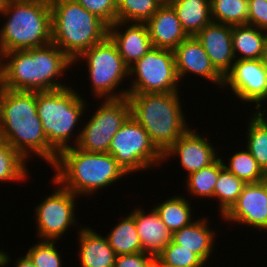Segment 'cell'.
<instances>
[{
    "instance_id": "cell-1",
    "label": "cell",
    "mask_w": 267,
    "mask_h": 267,
    "mask_svg": "<svg viewBox=\"0 0 267 267\" xmlns=\"http://www.w3.org/2000/svg\"><path fill=\"white\" fill-rule=\"evenodd\" d=\"M72 65L73 61L54 43L6 52L0 56V87L28 92L62 89L67 85L59 78Z\"/></svg>"
},
{
    "instance_id": "cell-2",
    "label": "cell",
    "mask_w": 267,
    "mask_h": 267,
    "mask_svg": "<svg viewBox=\"0 0 267 267\" xmlns=\"http://www.w3.org/2000/svg\"><path fill=\"white\" fill-rule=\"evenodd\" d=\"M0 135L27 161L34 156L52 166L58 158L43 132L37 113V92L0 87Z\"/></svg>"
},
{
    "instance_id": "cell-3",
    "label": "cell",
    "mask_w": 267,
    "mask_h": 267,
    "mask_svg": "<svg viewBox=\"0 0 267 267\" xmlns=\"http://www.w3.org/2000/svg\"><path fill=\"white\" fill-rule=\"evenodd\" d=\"M50 167L55 170L53 179L79 197L95 195L128 177L110 153L86 152L76 146L62 150Z\"/></svg>"
},
{
    "instance_id": "cell-4",
    "label": "cell",
    "mask_w": 267,
    "mask_h": 267,
    "mask_svg": "<svg viewBox=\"0 0 267 267\" xmlns=\"http://www.w3.org/2000/svg\"><path fill=\"white\" fill-rule=\"evenodd\" d=\"M0 17L5 20L0 28V56L52 43L49 0H7Z\"/></svg>"
},
{
    "instance_id": "cell-5",
    "label": "cell",
    "mask_w": 267,
    "mask_h": 267,
    "mask_svg": "<svg viewBox=\"0 0 267 267\" xmlns=\"http://www.w3.org/2000/svg\"><path fill=\"white\" fill-rule=\"evenodd\" d=\"M127 98L131 116L146 130L162 154L191 127L186 122L179 91L128 93Z\"/></svg>"
},
{
    "instance_id": "cell-6",
    "label": "cell",
    "mask_w": 267,
    "mask_h": 267,
    "mask_svg": "<svg viewBox=\"0 0 267 267\" xmlns=\"http://www.w3.org/2000/svg\"><path fill=\"white\" fill-rule=\"evenodd\" d=\"M52 43L72 61L108 37L109 25L77 0H49Z\"/></svg>"
},
{
    "instance_id": "cell-7",
    "label": "cell",
    "mask_w": 267,
    "mask_h": 267,
    "mask_svg": "<svg viewBox=\"0 0 267 267\" xmlns=\"http://www.w3.org/2000/svg\"><path fill=\"white\" fill-rule=\"evenodd\" d=\"M85 100L71 86L53 91L37 92V113L43 132L48 144L58 154L78 143L81 127L78 129L77 126H79V122H82V116L88 105ZM75 127H77V134L74 131Z\"/></svg>"
},
{
    "instance_id": "cell-8",
    "label": "cell",
    "mask_w": 267,
    "mask_h": 267,
    "mask_svg": "<svg viewBox=\"0 0 267 267\" xmlns=\"http://www.w3.org/2000/svg\"><path fill=\"white\" fill-rule=\"evenodd\" d=\"M79 61H86L85 67L88 68V79L95 97L93 99L98 98L97 102L100 98L122 99L128 96V90H120L119 87L129 78V68L109 37L85 50L73 61V65Z\"/></svg>"
},
{
    "instance_id": "cell-9",
    "label": "cell",
    "mask_w": 267,
    "mask_h": 267,
    "mask_svg": "<svg viewBox=\"0 0 267 267\" xmlns=\"http://www.w3.org/2000/svg\"><path fill=\"white\" fill-rule=\"evenodd\" d=\"M108 153L127 174L149 171L163 162V154L131 115L113 137Z\"/></svg>"
},
{
    "instance_id": "cell-10",
    "label": "cell",
    "mask_w": 267,
    "mask_h": 267,
    "mask_svg": "<svg viewBox=\"0 0 267 267\" xmlns=\"http://www.w3.org/2000/svg\"><path fill=\"white\" fill-rule=\"evenodd\" d=\"M128 93L178 92L180 81L173 50L151 47L129 68ZM134 77V79H133Z\"/></svg>"
},
{
    "instance_id": "cell-11",
    "label": "cell",
    "mask_w": 267,
    "mask_h": 267,
    "mask_svg": "<svg viewBox=\"0 0 267 267\" xmlns=\"http://www.w3.org/2000/svg\"><path fill=\"white\" fill-rule=\"evenodd\" d=\"M81 127L76 147L92 153H108L113 137L131 115L127 97L104 99Z\"/></svg>"
},
{
    "instance_id": "cell-12",
    "label": "cell",
    "mask_w": 267,
    "mask_h": 267,
    "mask_svg": "<svg viewBox=\"0 0 267 267\" xmlns=\"http://www.w3.org/2000/svg\"><path fill=\"white\" fill-rule=\"evenodd\" d=\"M52 182L53 185L56 184V188H52V193L46 195L43 201L35 206L33 217L37 227V239L58 242L70 227L78 225L75 209L76 200L80 197L64 189L54 179Z\"/></svg>"
},
{
    "instance_id": "cell-13",
    "label": "cell",
    "mask_w": 267,
    "mask_h": 267,
    "mask_svg": "<svg viewBox=\"0 0 267 267\" xmlns=\"http://www.w3.org/2000/svg\"><path fill=\"white\" fill-rule=\"evenodd\" d=\"M222 88L231 89L242 103L264 105L267 101V71L262 58L235 60L231 70L224 76Z\"/></svg>"
},
{
    "instance_id": "cell-14",
    "label": "cell",
    "mask_w": 267,
    "mask_h": 267,
    "mask_svg": "<svg viewBox=\"0 0 267 267\" xmlns=\"http://www.w3.org/2000/svg\"><path fill=\"white\" fill-rule=\"evenodd\" d=\"M221 220L266 232L267 179L259 183L246 184L237 202Z\"/></svg>"
},
{
    "instance_id": "cell-15",
    "label": "cell",
    "mask_w": 267,
    "mask_h": 267,
    "mask_svg": "<svg viewBox=\"0 0 267 267\" xmlns=\"http://www.w3.org/2000/svg\"><path fill=\"white\" fill-rule=\"evenodd\" d=\"M189 128L164 154L163 162L178 157L186 175L213 164L220 155L203 134Z\"/></svg>"
},
{
    "instance_id": "cell-16",
    "label": "cell",
    "mask_w": 267,
    "mask_h": 267,
    "mask_svg": "<svg viewBox=\"0 0 267 267\" xmlns=\"http://www.w3.org/2000/svg\"><path fill=\"white\" fill-rule=\"evenodd\" d=\"M173 51L179 81L188 74L190 76L196 74L197 77L209 80L222 89L224 77L212 65L209 56L195 36H188Z\"/></svg>"
},
{
    "instance_id": "cell-17",
    "label": "cell",
    "mask_w": 267,
    "mask_h": 267,
    "mask_svg": "<svg viewBox=\"0 0 267 267\" xmlns=\"http://www.w3.org/2000/svg\"><path fill=\"white\" fill-rule=\"evenodd\" d=\"M123 27L125 30H123ZM108 37L116 45L128 68L142 58L152 47L146 23L116 21L109 26Z\"/></svg>"
},
{
    "instance_id": "cell-18",
    "label": "cell",
    "mask_w": 267,
    "mask_h": 267,
    "mask_svg": "<svg viewBox=\"0 0 267 267\" xmlns=\"http://www.w3.org/2000/svg\"><path fill=\"white\" fill-rule=\"evenodd\" d=\"M195 37L203 46L212 65L224 77L236 60L232 44V26L211 22Z\"/></svg>"
},
{
    "instance_id": "cell-19",
    "label": "cell",
    "mask_w": 267,
    "mask_h": 267,
    "mask_svg": "<svg viewBox=\"0 0 267 267\" xmlns=\"http://www.w3.org/2000/svg\"><path fill=\"white\" fill-rule=\"evenodd\" d=\"M146 24L152 47L174 50L188 37L171 4L160 5Z\"/></svg>"
},
{
    "instance_id": "cell-20",
    "label": "cell",
    "mask_w": 267,
    "mask_h": 267,
    "mask_svg": "<svg viewBox=\"0 0 267 267\" xmlns=\"http://www.w3.org/2000/svg\"><path fill=\"white\" fill-rule=\"evenodd\" d=\"M134 209L130 214L135 219L143 251L156 258L172 241V233L154 208L150 210V213H146V210L144 211L139 206Z\"/></svg>"
},
{
    "instance_id": "cell-21",
    "label": "cell",
    "mask_w": 267,
    "mask_h": 267,
    "mask_svg": "<svg viewBox=\"0 0 267 267\" xmlns=\"http://www.w3.org/2000/svg\"><path fill=\"white\" fill-rule=\"evenodd\" d=\"M209 218L195 219L190 225L172 233V241L197 254L206 264L212 259L216 231L209 226ZM215 239V240H214Z\"/></svg>"
},
{
    "instance_id": "cell-22",
    "label": "cell",
    "mask_w": 267,
    "mask_h": 267,
    "mask_svg": "<svg viewBox=\"0 0 267 267\" xmlns=\"http://www.w3.org/2000/svg\"><path fill=\"white\" fill-rule=\"evenodd\" d=\"M78 234L80 267H114L116 254L107 238L91 227H82Z\"/></svg>"
},
{
    "instance_id": "cell-23",
    "label": "cell",
    "mask_w": 267,
    "mask_h": 267,
    "mask_svg": "<svg viewBox=\"0 0 267 267\" xmlns=\"http://www.w3.org/2000/svg\"><path fill=\"white\" fill-rule=\"evenodd\" d=\"M170 4L188 36H196L212 22L210 0H171Z\"/></svg>"
},
{
    "instance_id": "cell-24",
    "label": "cell",
    "mask_w": 267,
    "mask_h": 267,
    "mask_svg": "<svg viewBox=\"0 0 267 267\" xmlns=\"http://www.w3.org/2000/svg\"><path fill=\"white\" fill-rule=\"evenodd\" d=\"M232 44L236 60H257L264 56V34L255 26H232Z\"/></svg>"
},
{
    "instance_id": "cell-25",
    "label": "cell",
    "mask_w": 267,
    "mask_h": 267,
    "mask_svg": "<svg viewBox=\"0 0 267 267\" xmlns=\"http://www.w3.org/2000/svg\"><path fill=\"white\" fill-rule=\"evenodd\" d=\"M180 194L173 195L162 201L154 209L159 214L166 227L174 233L183 227L190 225L194 220L191 202Z\"/></svg>"
},
{
    "instance_id": "cell-26",
    "label": "cell",
    "mask_w": 267,
    "mask_h": 267,
    "mask_svg": "<svg viewBox=\"0 0 267 267\" xmlns=\"http://www.w3.org/2000/svg\"><path fill=\"white\" fill-rule=\"evenodd\" d=\"M126 216V217H125ZM107 232V241L116 255L144 252L138 235L135 219L129 213Z\"/></svg>"
},
{
    "instance_id": "cell-27",
    "label": "cell",
    "mask_w": 267,
    "mask_h": 267,
    "mask_svg": "<svg viewBox=\"0 0 267 267\" xmlns=\"http://www.w3.org/2000/svg\"><path fill=\"white\" fill-rule=\"evenodd\" d=\"M224 168V160L219 157L213 164L192 172L186 178V190L188 194L196 198H209L214 200V188L220 171Z\"/></svg>"
},
{
    "instance_id": "cell-28",
    "label": "cell",
    "mask_w": 267,
    "mask_h": 267,
    "mask_svg": "<svg viewBox=\"0 0 267 267\" xmlns=\"http://www.w3.org/2000/svg\"><path fill=\"white\" fill-rule=\"evenodd\" d=\"M27 160L0 135V182H25L30 175Z\"/></svg>"
},
{
    "instance_id": "cell-29",
    "label": "cell",
    "mask_w": 267,
    "mask_h": 267,
    "mask_svg": "<svg viewBox=\"0 0 267 267\" xmlns=\"http://www.w3.org/2000/svg\"><path fill=\"white\" fill-rule=\"evenodd\" d=\"M231 155L228 163L224 162V168L246 184L259 183L267 179V174L245 147Z\"/></svg>"
},
{
    "instance_id": "cell-30",
    "label": "cell",
    "mask_w": 267,
    "mask_h": 267,
    "mask_svg": "<svg viewBox=\"0 0 267 267\" xmlns=\"http://www.w3.org/2000/svg\"><path fill=\"white\" fill-rule=\"evenodd\" d=\"M246 183L229 172L226 168L220 171L214 188V199L219 203L218 209L221 218L237 202Z\"/></svg>"
},
{
    "instance_id": "cell-31",
    "label": "cell",
    "mask_w": 267,
    "mask_h": 267,
    "mask_svg": "<svg viewBox=\"0 0 267 267\" xmlns=\"http://www.w3.org/2000/svg\"><path fill=\"white\" fill-rule=\"evenodd\" d=\"M212 22L227 25H246L248 0H210Z\"/></svg>"
},
{
    "instance_id": "cell-32",
    "label": "cell",
    "mask_w": 267,
    "mask_h": 267,
    "mask_svg": "<svg viewBox=\"0 0 267 267\" xmlns=\"http://www.w3.org/2000/svg\"><path fill=\"white\" fill-rule=\"evenodd\" d=\"M159 6L155 0H117L116 21L146 23Z\"/></svg>"
},
{
    "instance_id": "cell-33",
    "label": "cell",
    "mask_w": 267,
    "mask_h": 267,
    "mask_svg": "<svg viewBox=\"0 0 267 267\" xmlns=\"http://www.w3.org/2000/svg\"><path fill=\"white\" fill-rule=\"evenodd\" d=\"M246 123L248 129L245 134L247 135L245 148L267 174V130L252 114Z\"/></svg>"
},
{
    "instance_id": "cell-34",
    "label": "cell",
    "mask_w": 267,
    "mask_h": 267,
    "mask_svg": "<svg viewBox=\"0 0 267 267\" xmlns=\"http://www.w3.org/2000/svg\"><path fill=\"white\" fill-rule=\"evenodd\" d=\"M164 267H206V263L191 250L171 241L156 257Z\"/></svg>"
},
{
    "instance_id": "cell-35",
    "label": "cell",
    "mask_w": 267,
    "mask_h": 267,
    "mask_svg": "<svg viewBox=\"0 0 267 267\" xmlns=\"http://www.w3.org/2000/svg\"><path fill=\"white\" fill-rule=\"evenodd\" d=\"M56 247V241H37L30 246L26 255L36 267H62L61 251Z\"/></svg>"
},
{
    "instance_id": "cell-36",
    "label": "cell",
    "mask_w": 267,
    "mask_h": 267,
    "mask_svg": "<svg viewBox=\"0 0 267 267\" xmlns=\"http://www.w3.org/2000/svg\"><path fill=\"white\" fill-rule=\"evenodd\" d=\"M89 12L97 15L109 26L116 22L117 0H77Z\"/></svg>"
},
{
    "instance_id": "cell-37",
    "label": "cell",
    "mask_w": 267,
    "mask_h": 267,
    "mask_svg": "<svg viewBox=\"0 0 267 267\" xmlns=\"http://www.w3.org/2000/svg\"><path fill=\"white\" fill-rule=\"evenodd\" d=\"M247 24L267 30V0H248Z\"/></svg>"
},
{
    "instance_id": "cell-38",
    "label": "cell",
    "mask_w": 267,
    "mask_h": 267,
    "mask_svg": "<svg viewBox=\"0 0 267 267\" xmlns=\"http://www.w3.org/2000/svg\"><path fill=\"white\" fill-rule=\"evenodd\" d=\"M156 258L145 252L116 255L114 267H153Z\"/></svg>"
},
{
    "instance_id": "cell-39",
    "label": "cell",
    "mask_w": 267,
    "mask_h": 267,
    "mask_svg": "<svg viewBox=\"0 0 267 267\" xmlns=\"http://www.w3.org/2000/svg\"><path fill=\"white\" fill-rule=\"evenodd\" d=\"M262 104L256 105L255 106V111L253 109L252 111V115L261 123V125L267 130V110L266 107H263L264 109H260L262 108ZM262 110V111H261ZM266 114V115H265Z\"/></svg>"
},
{
    "instance_id": "cell-40",
    "label": "cell",
    "mask_w": 267,
    "mask_h": 267,
    "mask_svg": "<svg viewBox=\"0 0 267 267\" xmlns=\"http://www.w3.org/2000/svg\"><path fill=\"white\" fill-rule=\"evenodd\" d=\"M13 265L15 267H36L26 254L21 255L18 259L16 258L15 264Z\"/></svg>"
},
{
    "instance_id": "cell-41",
    "label": "cell",
    "mask_w": 267,
    "mask_h": 267,
    "mask_svg": "<svg viewBox=\"0 0 267 267\" xmlns=\"http://www.w3.org/2000/svg\"><path fill=\"white\" fill-rule=\"evenodd\" d=\"M11 256H9L8 252L0 249V267H7L10 265ZM9 264V265H8Z\"/></svg>"
},
{
    "instance_id": "cell-42",
    "label": "cell",
    "mask_w": 267,
    "mask_h": 267,
    "mask_svg": "<svg viewBox=\"0 0 267 267\" xmlns=\"http://www.w3.org/2000/svg\"><path fill=\"white\" fill-rule=\"evenodd\" d=\"M264 34V55H267V30L263 31Z\"/></svg>"
},
{
    "instance_id": "cell-43",
    "label": "cell",
    "mask_w": 267,
    "mask_h": 267,
    "mask_svg": "<svg viewBox=\"0 0 267 267\" xmlns=\"http://www.w3.org/2000/svg\"><path fill=\"white\" fill-rule=\"evenodd\" d=\"M6 1L7 0H0V16L3 13V11H4Z\"/></svg>"
},
{
    "instance_id": "cell-44",
    "label": "cell",
    "mask_w": 267,
    "mask_h": 267,
    "mask_svg": "<svg viewBox=\"0 0 267 267\" xmlns=\"http://www.w3.org/2000/svg\"><path fill=\"white\" fill-rule=\"evenodd\" d=\"M157 1L160 5H166V4H170L171 0H155Z\"/></svg>"
},
{
    "instance_id": "cell-45",
    "label": "cell",
    "mask_w": 267,
    "mask_h": 267,
    "mask_svg": "<svg viewBox=\"0 0 267 267\" xmlns=\"http://www.w3.org/2000/svg\"><path fill=\"white\" fill-rule=\"evenodd\" d=\"M262 60H263L265 69H266V71H267V55H264V56L262 57Z\"/></svg>"
},
{
    "instance_id": "cell-46",
    "label": "cell",
    "mask_w": 267,
    "mask_h": 267,
    "mask_svg": "<svg viewBox=\"0 0 267 267\" xmlns=\"http://www.w3.org/2000/svg\"><path fill=\"white\" fill-rule=\"evenodd\" d=\"M153 267H164L162 266L161 264H159L157 261L154 263V266Z\"/></svg>"
}]
</instances>
